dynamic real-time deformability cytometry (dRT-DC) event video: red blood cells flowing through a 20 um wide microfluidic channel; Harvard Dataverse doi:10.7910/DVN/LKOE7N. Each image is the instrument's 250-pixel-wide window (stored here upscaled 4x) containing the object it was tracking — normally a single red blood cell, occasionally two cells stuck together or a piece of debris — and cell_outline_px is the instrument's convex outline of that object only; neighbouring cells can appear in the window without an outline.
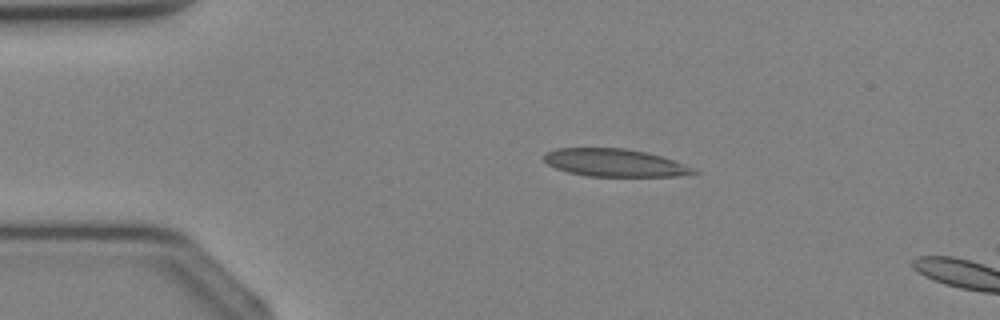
{"species": "Egyptian fruit bat (a non-hibernating species)", "species_latin": "Rousettus aegyptiacus", "temperature_condition": "cold", "stored_images_in_passage": 3, "camera_frame_rate_fps": 3000, "um_per_image_px": 0.085, "animal": {"sex": "female"}, "frame": {"image": 1, "passage_image": 1, "time_ms": 0.0, "image_size_px": [1000, 320], "cell_outline_px": [[700, 172], [676, 176], [588, 176], [568, 172], [556, 168], [548, 164], [544, 160], [544, 156], [548, 152], [556, 148], [624, 148], [648, 152], [672, 160], [692, 168]], "centroid_in_image_um": [52.22, 13.83], "position_along_channel_um": 32.8, "area_um2": 23.81}}